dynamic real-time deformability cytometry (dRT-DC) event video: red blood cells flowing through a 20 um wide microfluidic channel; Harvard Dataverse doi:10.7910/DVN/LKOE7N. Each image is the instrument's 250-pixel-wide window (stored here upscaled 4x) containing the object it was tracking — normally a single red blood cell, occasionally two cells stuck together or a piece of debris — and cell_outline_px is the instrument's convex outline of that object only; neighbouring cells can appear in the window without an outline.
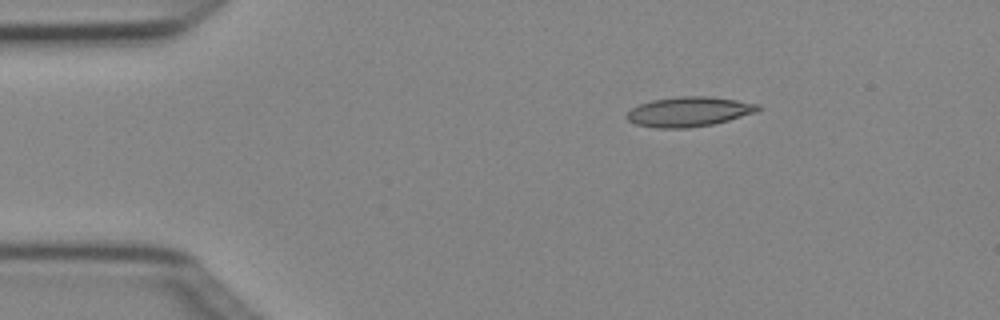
{"species": "Egyptian fruit bat (a non-hibernating species)", "species_latin": "Rousettus aegyptiacus", "temperature_condition": "cold", "stored_images_in_passage": 2, "camera_frame_rate_fps": 3000, "um_per_image_px": 0.085, "animal": {"sex": "female"}, "frame": {"image": 1, "passage_image": 1, "time_ms": 0.0, "image_size_px": [1000, 320], "cell_outline_px": [[764, 108], [756, 112], [728, 120], [712, 124], [688, 128], [656, 128], [636, 124], [628, 120], [624, 116], [632, 108], [640, 104], [652, 100], [680, 96], [708, 96], [736, 100], [760, 104]], "centroid_in_image_um": [58.57, 9.49], "position_along_channel_um": 26.4, "area_um2": 22.77}}